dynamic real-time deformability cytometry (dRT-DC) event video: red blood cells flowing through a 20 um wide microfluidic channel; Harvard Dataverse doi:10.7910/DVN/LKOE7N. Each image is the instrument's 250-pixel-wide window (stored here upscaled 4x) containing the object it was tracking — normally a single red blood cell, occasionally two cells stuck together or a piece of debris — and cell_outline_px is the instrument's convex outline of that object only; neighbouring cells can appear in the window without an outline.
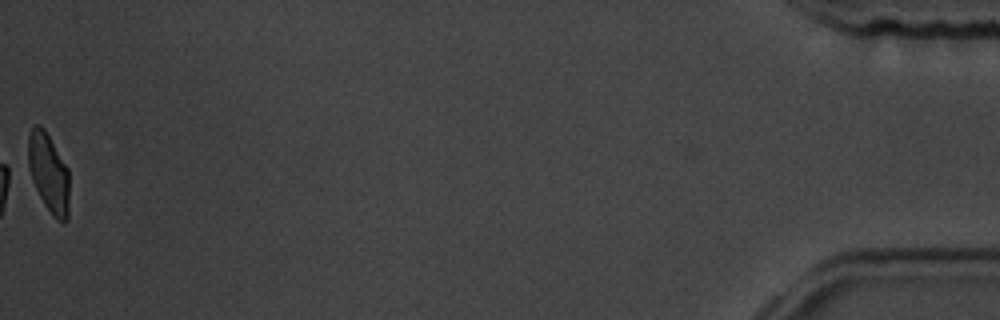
{"species": "common noctule bat (a hibernating species)", "species_latin": "Nyctalus noctula", "temperature_condition": "room temperature", "stored_images_in_passage": 59, "camera_frame_rate_fps": 3000, "um_per_image_px": 0.085, "animal": {"sex": "male", "body_mass_g": 19.5, "forearm_length_mm": 54.6}, "frame": {"image": 1, "passage_image": 59, "time_ms": 19.333, "image_size_px": [1000, 320], "cell_outline_px": [[68, 220], [64, 224], [56, 220], [52, 216], [44, 204], [24, 168], [28, 136], [32, 124], [40, 124], [44, 128], [68, 168]], "centroid_in_image_um": [4.05, 14.67], "position_along_channel_um": 431.1, "area_um2": 19.94}, "authors_computed_cell_mechanics": {"area_um2": 20.9814, "velocity_mm_per_s": 3.4543, "shape_relaxation_time_tau1_ms": 4.0495, "shape_relaxation_time_tau2_ms": 1.3497, "deformation_change_tau1": 0.1322, "deformation_change_tau2": 0.0678}}